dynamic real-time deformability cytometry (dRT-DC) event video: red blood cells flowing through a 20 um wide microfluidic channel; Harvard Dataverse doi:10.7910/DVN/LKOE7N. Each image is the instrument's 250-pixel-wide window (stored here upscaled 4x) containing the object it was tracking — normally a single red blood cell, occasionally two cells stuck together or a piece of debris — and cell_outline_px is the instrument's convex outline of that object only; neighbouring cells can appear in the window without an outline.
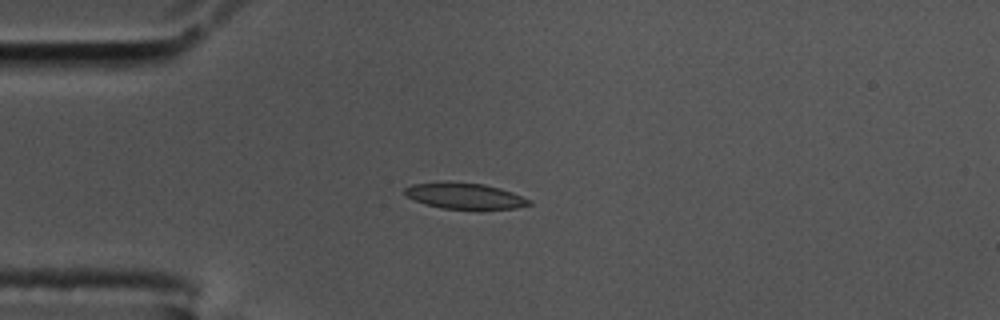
{"species": "common noctule bat (a hibernating species)", "species_latin": "Nyctalus noctula", "temperature_condition": "cold", "stored_images_in_passage": 46, "camera_frame_rate_fps": 3000, "um_per_image_px": 0.085, "animal": {"sex": "male", "body_mass_g": 17.5, "forearm_length_mm": 52.3}, "frame": {"image": 1, "passage_image": 3, "time_ms": 0.667, "image_size_px": [1000, 320], "cell_outline_px": [[532, 204], [516, 208], [480, 212], [440, 208], [424, 204], [408, 196], [404, 192], [404, 188], [412, 184], [484, 184], [500, 188], [512, 192], [532, 200]], "centroid_in_image_um": [39.63, 16.75], "position_along_channel_um": 45.4, "area_um2": 18.9}}
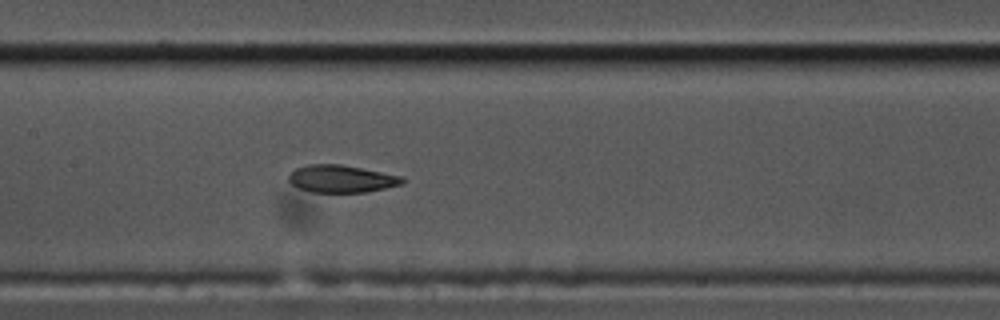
{"frame": {"image": 2, "passage_image": 16, "time_ms": 5.0, "image_size_px": [1000, 320], "cell_outline_px": [[404, 184], [368, 192], [312, 192], [300, 188], [292, 184], [288, 180], [288, 176], [296, 168], [308, 164], [340, 164], [404, 176]], "centroid_in_image_um": [29.06, 15.2], "position_along_channel_um": 178.3, "area_um2": 18.21}}
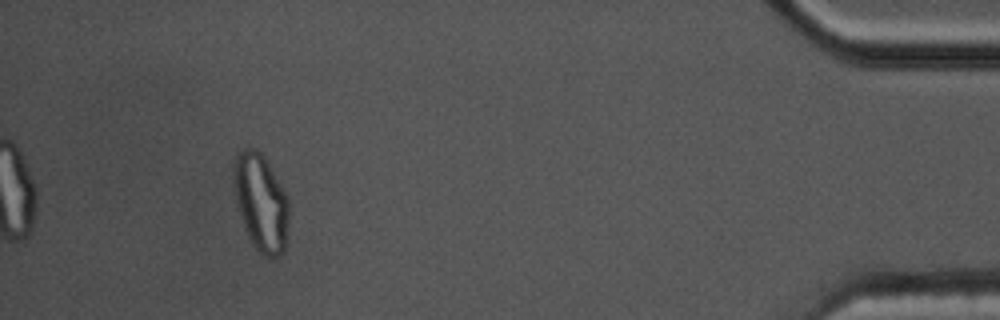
{"frame": {"image": 3, "passage_image": 42, "time_ms": 13.667, "image_size_px": [1000, 320], "cell_outline_px": [[288, 220], [284, 252], [280, 256], [268, 256], [256, 252], [244, 228], [236, 204], [232, 184], [232, 164], [236, 152], [240, 148], [256, 148], [264, 156], [280, 184], [288, 200]], "centroid_in_image_um": [22.11, 17.17], "position_along_channel_um": 413.1, "area_um2": 31.73}, "authors_computed_cell_mechanics": {"area_um2": 19.2474, "velocity_mm_per_s": 3.4399, "shape_relaxation_time_tau1_ms": null, "shape_relaxation_time_tau2_ms": 2.3925, "deformation_change_tau1": null, "deformation_change_tau2": 0.0835}}